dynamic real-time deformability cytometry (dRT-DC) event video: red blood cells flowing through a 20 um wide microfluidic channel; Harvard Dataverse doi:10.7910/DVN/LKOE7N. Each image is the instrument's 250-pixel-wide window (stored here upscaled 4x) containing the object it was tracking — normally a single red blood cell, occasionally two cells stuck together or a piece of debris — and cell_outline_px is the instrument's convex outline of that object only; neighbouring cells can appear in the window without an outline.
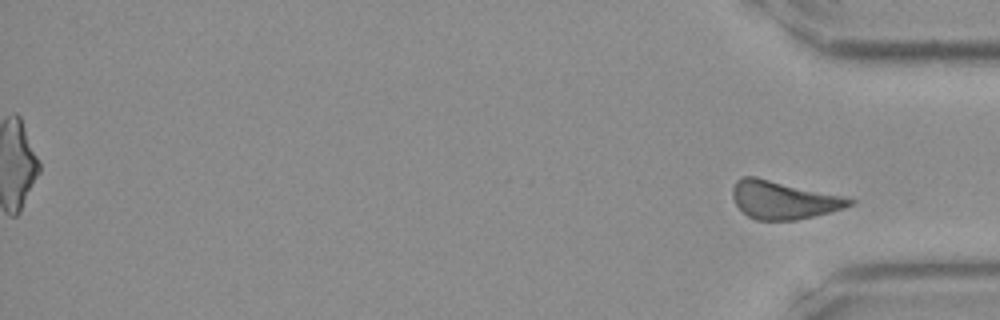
{"species": "Egyptian fruit bat (a non-hibernating species)", "species_latin": "Rousettus aegyptiacus", "temperature_condition": "room temperature", "stored_images_in_passage": 41, "segment_of_instrument_passage": [2, 2], "camera_frame_rate_fps": 3000, "um_per_image_px": 0.085, "frame": {"image": 1, "passage_image": 41, "time_ms": 13.333, "image_size_px": [1000, 320], "cell_outline_px": [[856, 204], [844, 208], [796, 220], [756, 220], [748, 216], [736, 204], [732, 196], [732, 188], [736, 180], [744, 176], [756, 176], [844, 196], [856, 200]], "centroid_in_image_um": [66.6, 16.98], "position_along_channel_um": 368.6, "area_um2": 25.95}}